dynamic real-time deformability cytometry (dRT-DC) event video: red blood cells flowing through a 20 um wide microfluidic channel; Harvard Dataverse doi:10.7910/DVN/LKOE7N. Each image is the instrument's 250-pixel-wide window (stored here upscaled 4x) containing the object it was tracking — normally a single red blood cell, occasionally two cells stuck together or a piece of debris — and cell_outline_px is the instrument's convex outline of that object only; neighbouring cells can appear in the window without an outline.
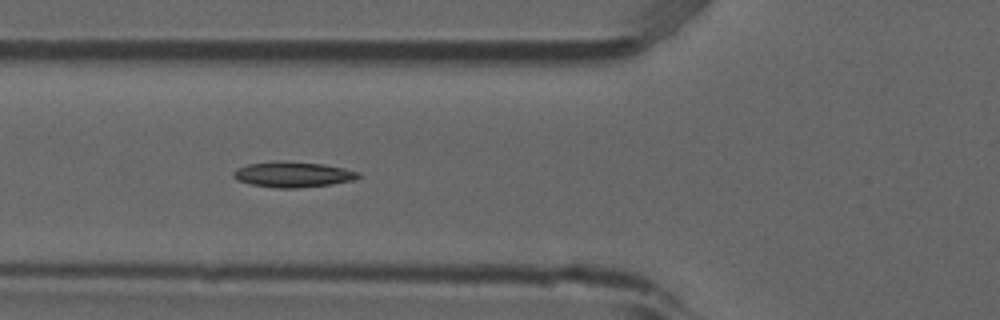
{"species": "common noctule bat (a hibernating species)", "species_latin": "Nyctalus noctula", "temperature_condition": "room temperature", "stored_images_in_passage": 3, "camera_frame_rate_fps": 3000, "um_per_image_px": 0.085, "animal": {"sex": "male", "forearm_length_mm": 52.5}, "frame": {"image": 1, "passage_image": 3, "time_ms": 0.667, "image_size_px": [1000, 320], "cell_outline_px": [[360, 176], [352, 180], [332, 184], [296, 188], [276, 188], [252, 184], [236, 180], [232, 176], [232, 172], [236, 168], [248, 164], [280, 160], [324, 164], [344, 168], [360, 172]], "centroid_in_image_um": [24.86, 14.82], "position_along_channel_um": 100.9, "area_um2": 18.67}}